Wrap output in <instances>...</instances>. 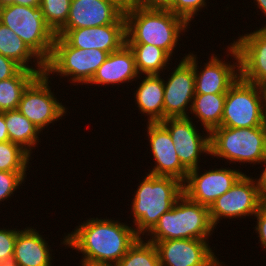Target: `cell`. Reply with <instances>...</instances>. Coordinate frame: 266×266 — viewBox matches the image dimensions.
<instances>
[{
	"label": "cell",
	"instance_id": "1",
	"mask_svg": "<svg viewBox=\"0 0 266 266\" xmlns=\"http://www.w3.org/2000/svg\"><path fill=\"white\" fill-rule=\"evenodd\" d=\"M114 219L91 217L65 234L60 243L82 253L80 263L117 264L139 236L132 225Z\"/></svg>",
	"mask_w": 266,
	"mask_h": 266
},
{
	"label": "cell",
	"instance_id": "2",
	"mask_svg": "<svg viewBox=\"0 0 266 266\" xmlns=\"http://www.w3.org/2000/svg\"><path fill=\"white\" fill-rule=\"evenodd\" d=\"M124 16L126 43L151 44L165 50L171 57L181 35L188 32L191 25L168 9H149L133 3L125 10Z\"/></svg>",
	"mask_w": 266,
	"mask_h": 266
},
{
	"label": "cell",
	"instance_id": "3",
	"mask_svg": "<svg viewBox=\"0 0 266 266\" xmlns=\"http://www.w3.org/2000/svg\"><path fill=\"white\" fill-rule=\"evenodd\" d=\"M182 195L183 182L180 180L147 172L134 191L130 204L135 233L144 237Z\"/></svg>",
	"mask_w": 266,
	"mask_h": 266
},
{
	"label": "cell",
	"instance_id": "4",
	"mask_svg": "<svg viewBox=\"0 0 266 266\" xmlns=\"http://www.w3.org/2000/svg\"><path fill=\"white\" fill-rule=\"evenodd\" d=\"M214 229L209 207L191 201L183 194L143 238L150 243L173 239L208 240Z\"/></svg>",
	"mask_w": 266,
	"mask_h": 266
},
{
	"label": "cell",
	"instance_id": "5",
	"mask_svg": "<svg viewBox=\"0 0 266 266\" xmlns=\"http://www.w3.org/2000/svg\"><path fill=\"white\" fill-rule=\"evenodd\" d=\"M211 156L228 163L253 166L266 157L265 126L248 128L216 127L210 132ZM243 163V165H242Z\"/></svg>",
	"mask_w": 266,
	"mask_h": 266
},
{
	"label": "cell",
	"instance_id": "6",
	"mask_svg": "<svg viewBox=\"0 0 266 266\" xmlns=\"http://www.w3.org/2000/svg\"><path fill=\"white\" fill-rule=\"evenodd\" d=\"M0 22L14 31L46 63L56 34L48 27L40 7L17 4L0 6Z\"/></svg>",
	"mask_w": 266,
	"mask_h": 266
},
{
	"label": "cell",
	"instance_id": "7",
	"mask_svg": "<svg viewBox=\"0 0 266 266\" xmlns=\"http://www.w3.org/2000/svg\"><path fill=\"white\" fill-rule=\"evenodd\" d=\"M109 53L99 49H82L70 46L62 37L55 36L50 59L45 63V73L67 77L71 84H88ZM70 77V78H69Z\"/></svg>",
	"mask_w": 266,
	"mask_h": 266
},
{
	"label": "cell",
	"instance_id": "8",
	"mask_svg": "<svg viewBox=\"0 0 266 266\" xmlns=\"http://www.w3.org/2000/svg\"><path fill=\"white\" fill-rule=\"evenodd\" d=\"M265 105L266 88L239 77L226 93L221 127L264 126Z\"/></svg>",
	"mask_w": 266,
	"mask_h": 266
},
{
	"label": "cell",
	"instance_id": "9",
	"mask_svg": "<svg viewBox=\"0 0 266 266\" xmlns=\"http://www.w3.org/2000/svg\"><path fill=\"white\" fill-rule=\"evenodd\" d=\"M225 52L226 56H231L230 60L234 58L233 61L227 62V59L223 61L220 59L221 55L213 53L208 58L209 61L201 66L202 68H199L197 54L194 52L186 54V59L193 65L195 94L227 93L240 77L239 55L236 48L229 43Z\"/></svg>",
	"mask_w": 266,
	"mask_h": 266
},
{
	"label": "cell",
	"instance_id": "10",
	"mask_svg": "<svg viewBox=\"0 0 266 266\" xmlns=\"http://www.w3.org/2000/svg\"><path fill=\"white\" fill-rule=\"evenodd\" d=\"M49 78L46 73L38 75L25 89L17 108L41 132L65 116L68 109L54 96Z\"/></svg>",
	"mask_w": 266,
	"mask_h": 266
},
{
	"label": "cell",
	"instance_id": "11",
	"mask_svg": "<svg viewBox=\"0 0 266 266\" xmlns=\"http://www.w3.org/2000/svg\"><path fill=\"white\" fill-rule=\"evenodd\" d=\"M265 203L253 177L244 173L231 189L218 197L209 207L210 219L216 228L223 219L235 221L246 216L251 218Z\"/></svg>",
	"mask_w": 266,
	"mask_h": 266
},
{
	"label": "cell",
	"instance_id": "12",
	"mask_svg": "<svg viewBox=\"0 0 266 266\" xmlns=\"http://www.w3.org/2000/svg\"><path fill=\"white\" fill-rule=\"evenodd\" d=\"M160 123L169 131L178 158L188 171L201 166V155L210 156V132L204 130L202 135L193 123L192 116L169 117Z\"/></svg>",
	"mask_w": 266,
	"mask_h": 266
},
{
	"label": "cell",
	"instance_id": "13",
	"mask_svg": "<svg viewBox=\"0 0 266 266\" xmlns=\"http://www.w3.org/2000/svg\"><path fill=\"white\" fill-rule=\"evenodd\" d=\"M200 166L187 173L183 182V194L196 203L210 207L226 193L244 174L236 168H213L200 173ZM200 173V174H199Z\"/></svg>",
	"mask_w": 266,
	"mask_h": 266
},
{
	"label": "cell",
	"instance_id": "14",
	"mask_svg": "<svg viewBox=\"0 0 266 266\" xmlns=\"http://www.w3.org/2000/svg\"><path fill=\"white\" fill-rule=\"evenodd\" d=\"M153 244L162 266H226L213 252L209 240L173 239Z\"/></svg>",
	"mask_w": 266,
	"mask_h": 266
},
{
	"label": "cell",
	"instance_id": "15",
	"mask_svg": "<svg viewBox=\"0 0 266 266\" xmlns=\"http://www.w3.org/2000/svg\"><path fill=\"white\" fill-rule=\"evenodd\" d=\"M172 69L171 75L166 79L163 77L164 119L189 117L195 96V76L193 65L186 59V53L177 67L175 65Z\"/></svg>",
	"mask_w": 266,
	"mask_h": 266
},
{
	"label": "cell",
	"instance_id": "16",
	"mask_svg": "<svg viewBox=\"0 0 266 266\" xmlns=\"http://www.w3.org/2000/svg\"><path fill=\"white\" fill-rule=\"evenodd\" d=\"M243 34L231 43L239 55L240 78L266 88V28Z\"/></svg>",
	"mask_w": 266,
	"mask_h": 266
},
{
	"label": "cell",
	"instance_id": "17",
	"mask_svg": "<svg viewBox=\"0 0 266 266\" xmlns=\"http://www.w3.org/2000/svg\"><path fill=\"white\" fill-rule=\"evenodd\" d=\"M56 36L62 37L74 48H95L112 53L126 43V22H114L96 27L61 29Z\"/></svg>",
	"mask_w": 266,
	"mask_h": 266
},
{
	"label": "cell",
	"instance_id": "18",
	"mask_svg": "<svg viewBox=\"0 0 266 266\" xmlns=\"http://www.w3.org/2000/svg\"><path fill=\"white\" fill-rule=\"evenodd\" d=\"M148 143L155 166L149 174L169 176L184 182L189 172L180 162L169 131L160 123L147 124Z\"/></svg>",
	"mask_w": 266,
	"mask_h": 266
},
{
	"label": "cell",
	"instance_id": "19",
	"mask_svg": "<svg viewBox=\"0 0 266 266\" xmlns=\"http://www.w3.org/2000/svg\"><path fill=\"white\" fill-rule=\"evenodd\" d=\"M125 10L113 0H72L62 29H77L126 22Z\"/></svg>",
	"mask_w": 266,
	"mask_h": 266
},
{
	"label": "cell",
	"instance_id": "20",
	"mask_svg": "<svg viewBox=\"0 0 266 266\" xmlns=\"http://www.w3.org/2000/svg\"><path fill=\"white\" fill-rule=\"evenodd\" d=\"M137 78V79H136ZM141 79L136 68L135 58L130 47L125 43L119 50L109 53L99 66L88 85H119ZM137 80V81H136Z\"/></svg>",
	"mask_w": 266,
	"mask_h": 266
},
{
	"label": "cell",
	"instance_id": "21",
	"mask_svg": "<svg viewBox=\"0 0 266 266\" xmlns=\"http://www.w3.org/2000/svg\"><path fill=\"white\" fill-rule=\"evenodd\" d=\"M36 228L26 227L17 233L12 264L15 266H53L51 246Z\"/></svg>",
	"mask_w": 266,
	"mask_h": 266
},
{
	"label": "cell",
	"instance_id": "22",
	"mask_svg": "<svg viewBox=\"0 0 266 266\" xmlns=\"http://www.w3.org/2000/svg\"><path fill=\"white\" fill-rule=\"evenodd\" d=\"M145 76V77H144ZM134 90L138 111L147 116V123L164 120V83L160 75H144Z\"/></svg>",
	"mask_w": 266,
	"mask_h": 266
},
{
	"label": "cell",
	"instance_id": "23",
	"mask_svg": "<svg viewBox=\"0 0 266 266\" xmlns=\"http://www.w3.org/2000/svg\"><path fill=\"white\" fill-rule=\"evenodd\" d=\"M0 54L14 60L22 68L34 71L35 73H45V63L14 31L4 26L1 22Z\"/></svg>",
	"mask_w": 266,
	"mask_h": 266
},
{
	"label": "cell",
	"instance_id": "24",
	"mask_svg": "<svg viewBox=\"0 0 266 266\" xmlns=\"http://www.w3.org/2000/svg\"><path fill=\"white\" fill-rule=\"evenodd\" d=\"M225 99L226 93L195 94L190 114H193L195 122H201L203 130L211 132L221 126Z\"/></svg>",
	"mask_w": 266,
	"mask_h": 266
},
{
	"label": "cell",
	"instance_id": "25",
	"mask_svg": "<svg viewBox=\"0 0 266 266\" xmlns=\"http://www.w3.org/2000/svg\"><path fill=\"white\" fill-rule=\"evenodd\" d=\"M5 117V124L9 135V140L19 144L31 156L37 147L42 132L29 119H27L18 109L2 112Z\"/></svg>",
	"mask_w": 266,
	"mask_h": 266
},
{
	"label": "cell",
	"instance_id": "26",
	"mask_svg": "<svg viewBox=\"0 0 266 266\" xmlns=\"http://www.w3.org/2000/svg\"><path fill=\"white\" fill-rule=\"evenodd\" d=\"M126 44L133 52L139 75H161L170 68L168 66L171 64L169 61L172 62V57L165 50L151 44Z\"/></svg>",
	"mask_w": 266,
	"mask_h": 266
},
{
	"label": "cell",
	"instance_id": "27",
	"mask_svg": "<svg viewBox=\"0 0 266 266\" xmlns=\"http://www.w3.org/2000/svg\"><path fill=\"white\" fill-rule=\"evenodd\" d=\"M40 74L22 68L15 76L0 81V112L16 110L27 86Z\"/></svg>",
	"mask_w": 266,
	"mask_h": 266
},
{
	"label": "cell",
	"instance_id": "28",
	"mask_svg": "<svg viewBox=\"0 0 266 266\" xmlns=\"http://www.w3.org/2000/svg\"><path fill=\"white\" fill-rule=\"evenodd\" d=\"M117 266H159V256L156 246L139 237L128 249Z\"/></svg>",
	"mask_w": 266,
	"mask_h": 266
},
{
	"label": "cell",
	"instance_id": "29",
	"mask_svg": "<svg viewBox=\"0 0 266 266\" xmlns=\"http://www.w3.org/2000/svg\"><path fill=\"white\" fill-rule=\"evenodd\" d=\"M32 156L19 144L0 142V171L27 172Z\"/></svg>",
	"mask_w": 266,
	"mask_h": 266
},
{
	"label": "cell",
	"instance_id": "30",
	"mask_svg": "<svg viewBox=\"0 0 266 266\" xmlns=\"http://www.w3.org/2000/svg\"><path fill=\"white\" fill-rule=\"evenodd\" d=\"M72 0H41L40 8L48 27L57 34L68 19Z\"/></svg>",
	"mask_w": 266,
	"mask_h": 266
},
{
	"label": "cell",
	"instance_id": "31",
	"mask_svg": "<svg viewBox=\"0 0 266 266\" xmlns=\"http://www.w3.org/2000/svg\"><path fill=\"white\" fill-rule=\"evenodd\" d=\"M28 172L0 171V204L14 196V192L26 182Z\"/></svg>",
	"mask_w": 266,
	"mask_h": 266
},
{
	"label": "cell",
	"instance_id": "32",
	"mask_svg": "<svg viewBox=\"0 0 266 266\" xmlns=\"http://www.w3.org/2000/svg\"><path fill=\"white\" fill-rule=\"evenodd\" d=\"M207 0H173V3L168 8L175 15L185 19L189 24L194 20L198 12L206 8Z\"/></svg>",
	"mask_w": 266,
	"mask_h": 266
},
{
	"label": "cell",
	"instance_id": "33",
	"mask_svg": "<svg viewBox=\"0 0 266 266\" xmlns=\"http://www.w3.org/2000/svg\"><path fill=\"white\" fill-rule=\"evenodd\" d=\"M20 229L0 228V265L11 264L17 233Z\"/></svg>",
	"mask_w": 266,
	"mask_h": 266
},
{
	"label": "cell",
	"instance_id": "34",
	"mask_svg": "<svg viewBox=\"0 0 266 266\" xmlns=\"http://www.w3.org/2000/svg\"><path fill=\"white\" fill-rule=\"evenodd\" d=\"M254 219H256V226L254 227V231L258 234L259 243L261 248L266 250V203L257 211L254 215Z\"/></svg>",
	"mask_w": 266,
	"mask_h": 266
},
{
	"label": "cell",
	"instance_id": "35",
	"mask_svg": "<svg viewBox=\"0 0 266 266\" xmlns=\"http://www.w3.org/2000/svg\"><path fill=\"white\" fill-rule=\"evenodd\" d=\"M21 69L14 60L0 54V81L15 76Z\"/></svg>",
	"mask_w": 266,
	"mask_h": 266
},
{
	"label": "cell",
	"instance_id": "36",
	"mask_svg": "<svg viewBox=\"0 0 266 266\" xmlns=\"http://www.w3.org/2000/svg\"><path fill=\"white\" fill-rule=\"evenodd\" d=\"M173 0H133V4L149 9H168Z\"/></svg>",
	"mask_w": 266,
	"mask_h": 266
},
{
	"label": "cell",
	"instance_id": "37",
	"mask_svg": "<svg viewBox=\"0 0 266 266\" xmlns=\"http://www.w3.org/2000/svg\"><path fill=\"white\" fill-rule=\"evenodd\" d=\"M263 165V171H260L259 177L254 178L255 184L259 190L261 197L266 201V157L259 163Z\"/></svg>",
	"mask_w": 266,
	"mask_h": 266
},
{
	"label": "cell",
	"instance_id": "38",
	"mask_svg": "<svg viewBox=\"0 0 266 266\" xmlns=\"http://www.w3.org/2000/svg\"><path fill=\"white\" fill-rule=\"evenodd\" d=\"M12 3L29 7H40L41 0H0V6Z\"/></svg>",
	"mask_w": 266,
	"mask_h": 266
},
{
	"label": "cell",
	"instance_id": "39",
	"mask_svg": "<svg viewBox=\"0 0 266 266\" xmlns=\"http://www.w3.org/2000/svg\"><path fill=\"white\" fill-rule=\"evenodd\" d=\"M9 140V135L7 131V126L5 124V117L2 112H0V142H6Z\"/></svg>",
	"mask_w": 266,
	"mask_h": 266
},
{
	"label": "cell",
	"instance_id": "40",
	"mask_svg": "<svg viewBox=\"0 0 266 266\" xmlns=\"http://www.w3.org/2000/svg\"><path fill=\"white\" fill-rule=\"evenodd\" d=\"M253 3L257 6H255L257 9L261 11V13H264L263 17H266V0H253ZM262 28H266V24L262 26Z\"/></svg>",
	"mask_w": 266,
	"mask_h": 266
},
{
	"label": "cell",
	"instance_id": "41",
	"mask_svg": "<svg viewBox=\"0 0 266 266\" xmlns=\"http://www.w3.org/2000/svg\"><path fill=\"white\" fill-rule=\"evenodd\" d=\"M118 3L124 10H126L132 3L133 0H113Z\"/></svg>",
	"mask_w": 266,
	"mask_h": 266
},
{
	"label": "cell",
	"instance_id": "42",
	"mask_svg": "<svg viewBox=\"0 0 266 266\" xmlns=\"http://www.w3.org/2000/svg\"><path fill=\"white\" fill-rule=\"evenodd\" d=\"M79 266H117L116 264H105V263H93V262H86L80 263Z\"/></svg>",
	"mask_w": 266,
	"mask_h": 266
},
{
	"label": "cell",
	"instance_id": "43",
	"mask_svg": "<svg viewBox=\"0 0 266 266\" xmlns=\"http://www.w3.org/2000/svg\"><path fill=\"white\" fill-rule=\"evenodd\" d=\"M264 126H265V129H266V105H265Z\"/></svg>",
	"mask_w": 266,
	"mask_h": 266
},
{
	"label": "cell",
	"instance_id": "44",
	"mask_svg": "<svg viewBox=\"0 0 266 266\" xmlns=\"http://www.w3.org/2000/svg\"><path fill=\"white\" fill-rule=\"evenodd\" d=\"M0 266H15L14 264L0 265Z\"/></svg>",
	"mask_w": 266,
	"mask_h": 266
}]
</instances>
